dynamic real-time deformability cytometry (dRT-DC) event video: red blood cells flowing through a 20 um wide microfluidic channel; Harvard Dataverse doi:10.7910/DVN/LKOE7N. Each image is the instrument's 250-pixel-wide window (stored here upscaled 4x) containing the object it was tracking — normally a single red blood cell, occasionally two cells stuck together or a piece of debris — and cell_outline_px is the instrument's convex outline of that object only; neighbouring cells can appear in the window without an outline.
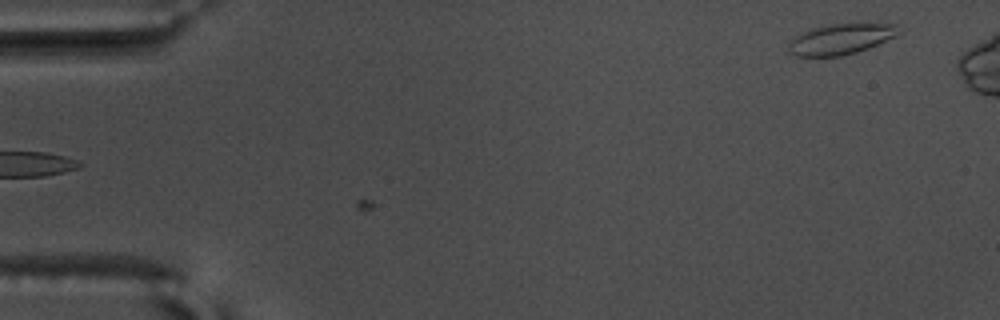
{"species": "common noctule bat (a hibernating species)", "species_latin": "Nyctalus noctula", "temperature_condition": "warm", "stored_images_in_passage": 19, "camera_frame_rate_fps": 3000, "um_per_image_px": 0.085, "animal": {"sex": "male", "body_mass_g": 17.5, "forearm_length_mm": 52.3}, "frame": {"image": 1, "passage_image": 19, "time_ms": 6.0, "image_size_px": [1000, 320], "cell_outline_px": [[900, 32], [896, 36], [868, 48], [856, 52], [840, 56], [796, 56], [788, 52], [788, 44], [800, 32], [812, 28], [832, 24], [860, 20], [868, 20], [896, 24]], "centroid_in_image_um": [71.54, 3.26], "position_along_channel_um": 13.5, "area_um2": 20.46}}